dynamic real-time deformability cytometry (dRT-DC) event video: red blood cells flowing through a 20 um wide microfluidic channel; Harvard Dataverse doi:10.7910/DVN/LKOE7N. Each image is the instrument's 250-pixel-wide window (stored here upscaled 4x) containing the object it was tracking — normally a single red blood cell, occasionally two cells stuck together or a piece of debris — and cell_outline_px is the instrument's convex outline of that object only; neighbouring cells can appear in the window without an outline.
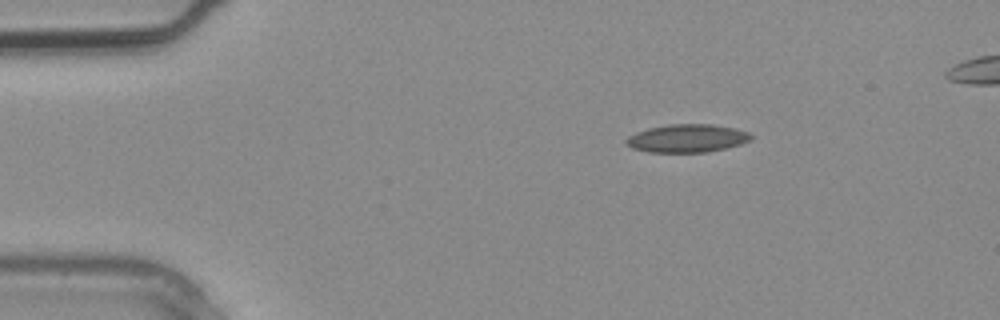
{"species": "common noctule bat (a hibernating species)", "species_latin": "Nyctalus noctula", "temperature_condition": "warm", "stored_images_in_passage": 3, "camera_frame_rate_fps": 3000, "um_per_image_px": 0.085, "animal": {"sex": "male", "body_mass_g": 20.4}, "frame": {"image": 1, "passage_image": 1, "time_ms": 0.0, "image_size_px": [1000, 320], "cell_outline_px": [[752, 136], [748, 140], [740, 144], [708, 152], [648, 152], [632, 148], [624, 144], [624, 140], [628, 136], [636, 132], [648, 128], [668, 124], [712, 124], [736, 128], [748, 132]], "centroid_in_image_um": [58.35, 11.75], "position_along_channel_um": 26.7, "area_um2": 20.46}}